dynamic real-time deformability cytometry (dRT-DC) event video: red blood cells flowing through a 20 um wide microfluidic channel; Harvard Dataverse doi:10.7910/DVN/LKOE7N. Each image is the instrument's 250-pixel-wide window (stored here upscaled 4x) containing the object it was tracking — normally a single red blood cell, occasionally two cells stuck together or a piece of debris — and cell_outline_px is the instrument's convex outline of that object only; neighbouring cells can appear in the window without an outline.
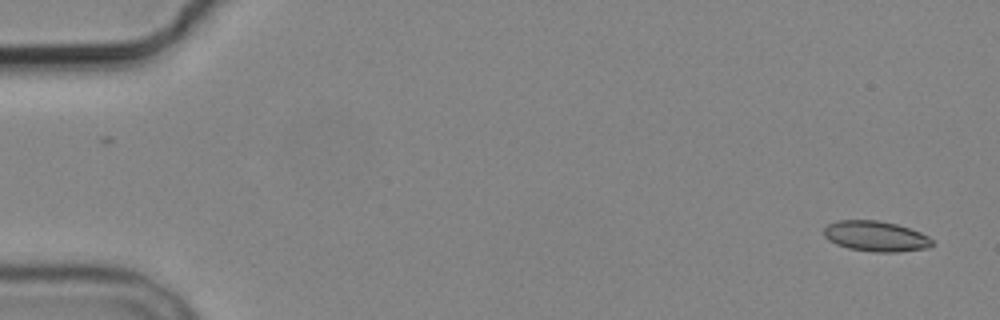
{"species": "common noctule bat (a hibernating species)", "species_latin": "Nyctalus noctula", "temperature_condition": "cold", "stored_images_in_passage": 4, "camera_frame_rate_fps": 3000, "um_per_image_px": 0.085, "animal": {"sex": "male", "body_mass_g": 19.2, "forearm_length_mm": 51.8}, "frame": {"image": 1, "passage_image": 1, "time_ms": 0.0, "image_size_px": [1000, 320], "cell_outline_px": [[932, 244], [928, 248], [896, 252], [876, 252], [848, 248], [836, 244], [828, 240], [824, 236], [824, 228], [828, 224], [836, 220], [876, 220], [896, 224], [920, 232], [928, 236], [932, 240]], "centroid_in_image_um": [74.41, 20.08], "position_along_channel_um": 10.6, "area_um2": 19.13}}
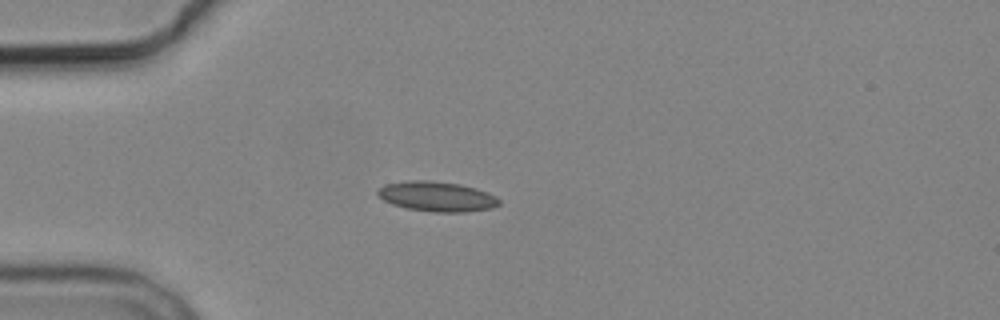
{"frame": {"image": 2, "passage_image": 4, "time_ms": 4.333, "image_size_px": [1000, 320], "cell_outline_px": [[500, 204], [492, 208], [464, 212], [432, 212], [408, 208], [392, 204], [384, 200], [376, 192], [384, 184], [408, 180], [428, 180], [460, 184], [476, 188], [488, 192], [496, 196], [500, 200]], "centroid_in_image_um": [37.16, 16.69], "position_along_channel_um": 47.8, "area_um2": 21.21}}